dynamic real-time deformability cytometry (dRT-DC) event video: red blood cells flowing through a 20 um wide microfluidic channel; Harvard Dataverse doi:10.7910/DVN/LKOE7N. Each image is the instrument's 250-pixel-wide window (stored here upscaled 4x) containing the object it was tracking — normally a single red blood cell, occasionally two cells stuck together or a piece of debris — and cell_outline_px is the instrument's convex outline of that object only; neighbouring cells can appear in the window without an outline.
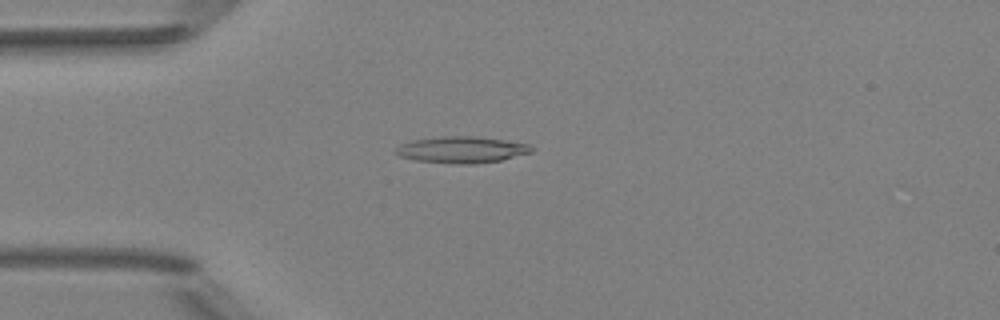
{"species": "Egyptian fruit bat (a non-hibernating species)", "species_latin": "Rousettus aegyptiacus", "temperature_condition": "room temperature", "stored_images_in_passage": 51, "camera_frame_rate_fps": 3000, "um_per_image_px": 0.085, "animal": {"sex": "female"}, "frame": {"image": 1, "passage_image": 13, "time_ms": 4.0, "image_size_px": [1000, 320], "cell_outline_px": [[536, 148], [532, 152], [500, 160], [476, 164], [452, 164], [416, 160], [400, 156], [396, 152], [396, 148], [400, 144], [412, 140], [440, 136], [472, 136], [504, 140], [528, 144]], "centroid_in_image_um": [39.25, 12.73], "position_along_channel_um": 45.8, "area_um2": 20.92}}
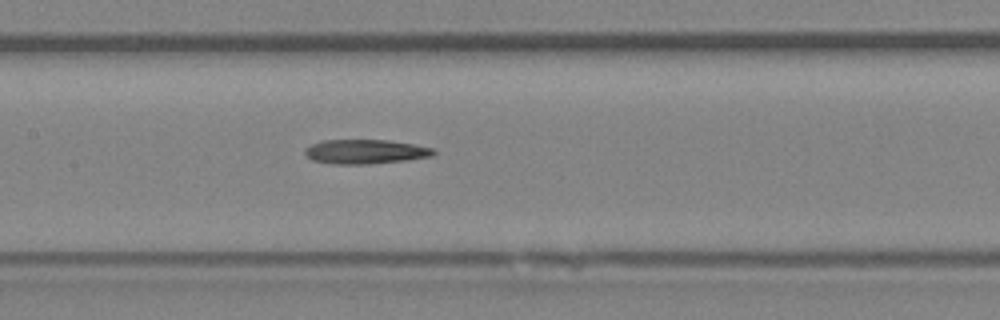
{"frame": {"image": 2, "passage_image": 24, "time_ms": 7.667, "image_size_px": [1000, 320], "cell_outline_px": [[436, 152], [432, 156], [408, 160], [368, 164], [332, 164], [312, 160], [304, 152], [304, 148], [320, 140], [388, 140], [416, 144], [436, 148]], "centroid_in_image_um": [31.09, 12.88], "position_along_channel_um": 176.3, "area_um2": 18.5}}
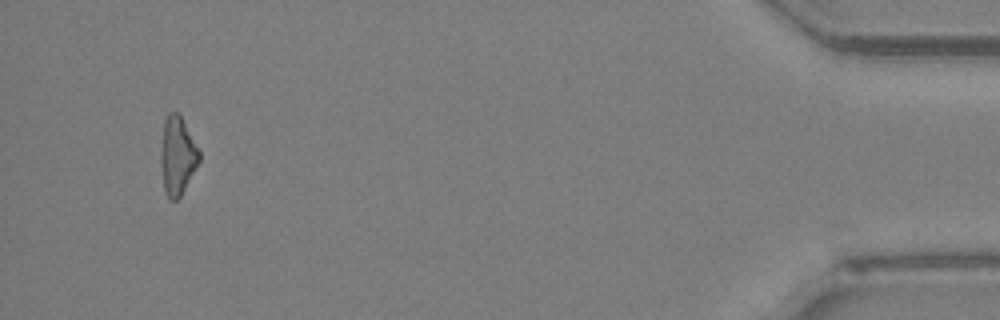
{"frame": {"image": 3, "passage_image": 48, "time_ms": 15.667, "image_size_px": [1000, 320], "cell_outline_px": [[200, 160], [180, 196], [176, 200], [168, 200], [164, 188], [160, 164], [160, 152], [164, 120], [168, 112], [180, 112], [200, 152]], "centroid_in_image_um": [15.06, 13.19], "position_along_channel_um": 420.1, "area_um2": 17.63}}